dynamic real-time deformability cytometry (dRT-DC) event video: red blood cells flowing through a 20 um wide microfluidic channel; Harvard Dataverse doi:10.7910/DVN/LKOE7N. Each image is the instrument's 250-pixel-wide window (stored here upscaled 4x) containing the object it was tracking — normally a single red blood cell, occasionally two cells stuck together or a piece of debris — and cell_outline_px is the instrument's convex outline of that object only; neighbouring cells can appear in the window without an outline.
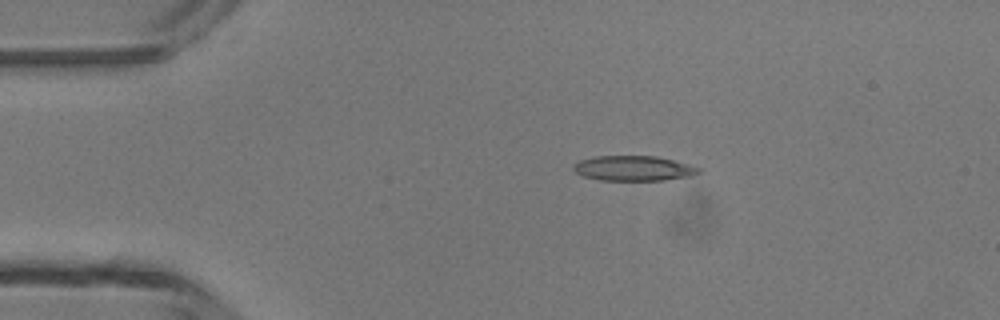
{"species": "common noctule bat (a hibernating species)", "species_latin": "Nyctalus noctula", "temperature_condition": "room temperature", "stored_images_in_passage": 2, "camera_frame_rate_fps": 3000, "um_per_image_px": 0.085, "animal": {"sex": "male", "body_mass_g": 13.3}, "frame": {"image": 1, "passage_image": 1, "time_ms": 0.0, "image_size_px": [1000, 320], "cell_outline_px": [[700, 172], [692, 176], [664, 180], [600, 180], [584, 176], [576, 172], [572, 168], [572, 164], [580, 160], [592, 156], [656, 156], [688, 164], [700, 168]], "centroid_in_image_um": [53.83, 14.3], "position_along_channel_um": 31.2, "area_um2": 18.26}}